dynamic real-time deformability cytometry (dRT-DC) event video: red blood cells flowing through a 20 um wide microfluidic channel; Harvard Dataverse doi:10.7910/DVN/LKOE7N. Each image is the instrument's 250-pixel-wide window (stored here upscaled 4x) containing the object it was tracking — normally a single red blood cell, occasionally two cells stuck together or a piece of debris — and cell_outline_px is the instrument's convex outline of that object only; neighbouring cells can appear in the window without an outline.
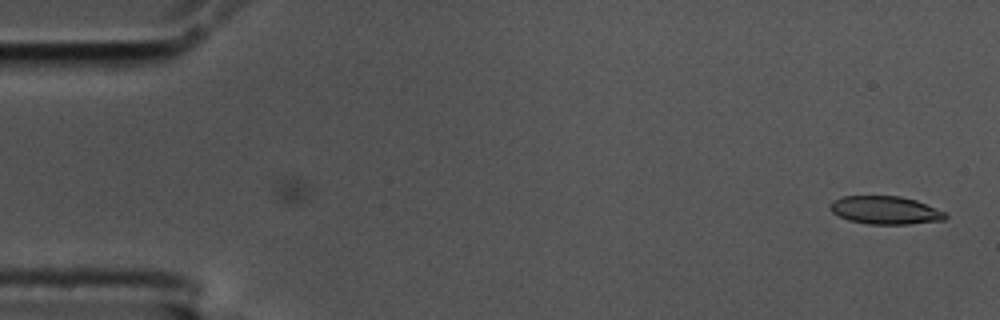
{"species": "common noctule bat (a hibernating species)", "species_latin": "Nyctalus noctula", "temperature_condition": "cold", "stored_images_in_passage": 19, "camera_frame_rate_fps": 3000, "um_per_image_px": 0.085, "animal": {"sex": "male", "body_mass_g": 17.5, "forearm_length_mm": 52.3}, "frame": {"image": 1, "passage_image": 1, "time_ms": 0.0, "image_size_px": [1000, 320], "cell_outline_px": [[948, 216], [944, 220], [908, 224], [868, 224], [848, 220], [832, 212], [828, 208], [828, 204], [832, 200], [844, 196], [900, 196], [916, 200], [944, 212]], "centroid_in_image_um": [75.2, 17.86], "position_along_channel_um": 9.8, "area_um2": 18.84}}